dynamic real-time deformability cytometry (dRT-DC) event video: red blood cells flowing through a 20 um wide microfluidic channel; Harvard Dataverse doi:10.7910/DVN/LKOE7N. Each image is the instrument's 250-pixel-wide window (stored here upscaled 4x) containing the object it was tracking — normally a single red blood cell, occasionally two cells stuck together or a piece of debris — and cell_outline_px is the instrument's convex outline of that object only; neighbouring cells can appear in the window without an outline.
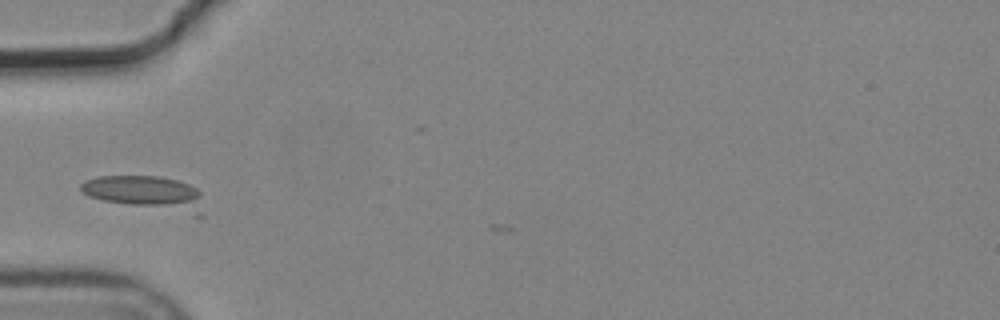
{"species": "common noctule bat (a hibernating species)", "species_latin": "Nyctalus noctula", "temperature_condition": "cold", "stored_images_in_passage": 4, "camera_frame_rate_fps": 3000, "um_per_image_px": 0.085, "animal": {"sex": "male", "body_mass_g": 19.2, "forearm_length_mm": 51.8}, "frame": {"image": 1, "passage_image": 4, "time_ms": 1.0, "image_size_px": [1000, 320], "cell_outline_px": [[200, 196], [192, 204], [132, 204], [104, 200], [88, 196], [80, 192], [80, 184], [84, 180], [96, 176], [160, 176], [176, 180], [188, 184], [196, 188], [200, 192]], "centroid_in_image_um": [11.89, 16.15], "position_along_channel_um": 73.1, "area_um2": 20.29}}